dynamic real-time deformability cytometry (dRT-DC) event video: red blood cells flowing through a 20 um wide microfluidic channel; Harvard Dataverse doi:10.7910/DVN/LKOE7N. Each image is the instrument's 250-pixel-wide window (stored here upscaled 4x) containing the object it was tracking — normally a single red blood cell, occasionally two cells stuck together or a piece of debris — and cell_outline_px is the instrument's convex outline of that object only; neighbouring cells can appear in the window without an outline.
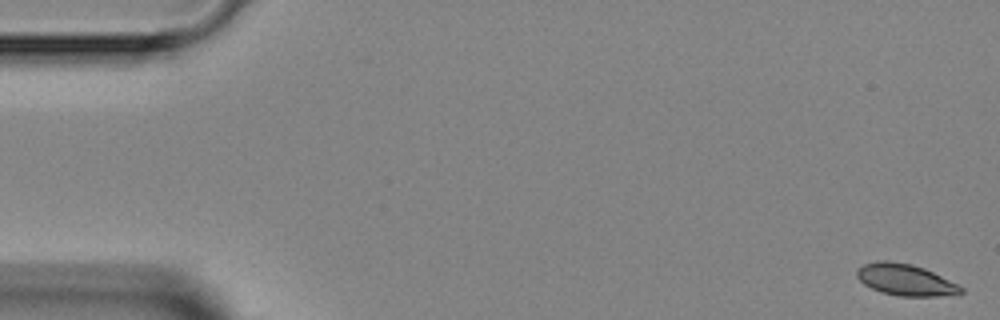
{"species": "Egyptian fruit bat (a non-hibernating species)", "species_latin": "Rousettus aegyptiacus", "temperature_condition": "room temperature", "stored_images_in_passage": 5, "camera_frame_rate_fps": 3000, "um_per_image_px": 0.085, "animal": {"sex": "female"}, "frame": {"image": 1, "passage_image": 1, "time_ms": 0.0, "image_size_px": [1000, 320], "cell_outline_px": [[964, 292], [936, 296], [900, 296], [880, 292], [864, 284], [856, 276], [856, 268], [864, 264], [876, 260], [888, 260], [912, 264], [924, 268], [964, 288]], "centroid_in_image_um": [76.89, 23.77], "position_along_channel_um": 8.1, "area_um2": 18.96}}
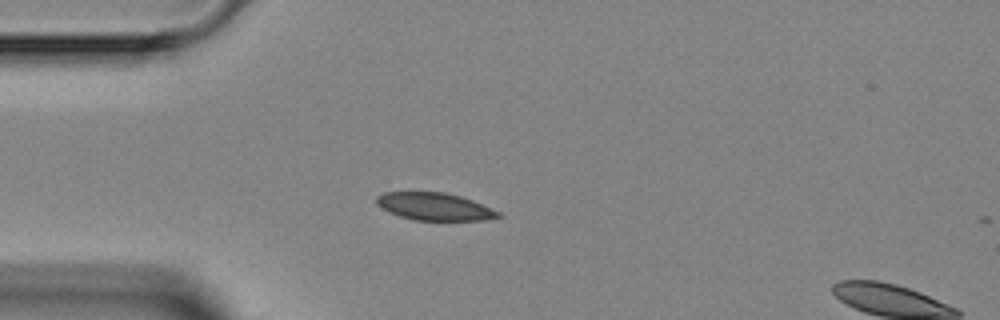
{"frame": {"image": 2, "passage_image": 4, "time_ms": 4.0, "image_size_px": [1000, 320], "cell_outline_px": [[504, 216], [484, 220], [412, 220], [400, 216], [376, 204], [376, 196], [384, 192], [444, 192], [460, 196], [472, 200], [500, 212]], "centroid_in_image_um": [36.95, 17.55], "position_along_channel_um": 48.0, "area_um2": 19.36}}